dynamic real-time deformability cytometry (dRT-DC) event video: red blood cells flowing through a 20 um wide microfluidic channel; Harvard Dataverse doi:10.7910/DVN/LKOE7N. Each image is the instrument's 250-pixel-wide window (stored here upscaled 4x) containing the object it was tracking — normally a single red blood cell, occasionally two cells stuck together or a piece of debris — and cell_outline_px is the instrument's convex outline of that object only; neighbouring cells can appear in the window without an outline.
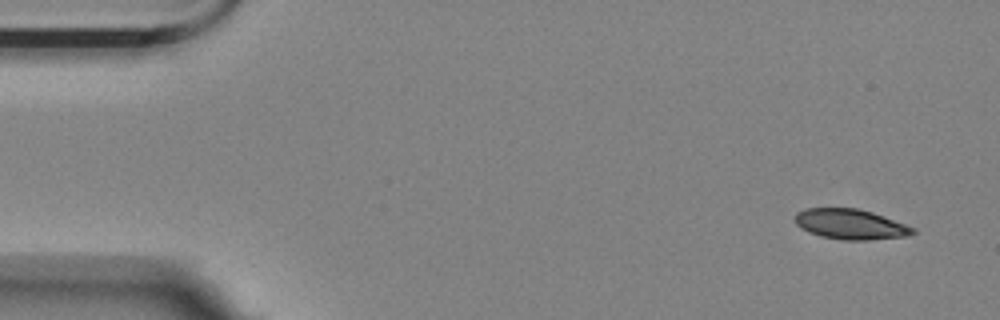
{"species": "Egyptian fruit bat (a non-hibernating species)", "species_latin": "Rousettus aegyptiacus", "temperature_condition": "room temperature", "stored_images_in_passage": 9, "camera_frame_rate_fps": 3000, "um_per_image_px": 0.085, "animal": {"sex": "female"}, "frame": {"image": 1, "passage_image": 1, "time_ms": 0.0, "image_size_px": [1000, 320], "cell_outline_px": [[916, 232], [908, 236], [868, 240], [844, 240], [820, 236], [808, 232], [800, 228], [796, 224], [796, 212], [804, 208], [856, 208], [872, 212], [884, 216], [916, 228]], "centroid_in_image_um": [72.3, 19.06], "position_along_channel_um": 12.7, "area_um2": 20.87}}
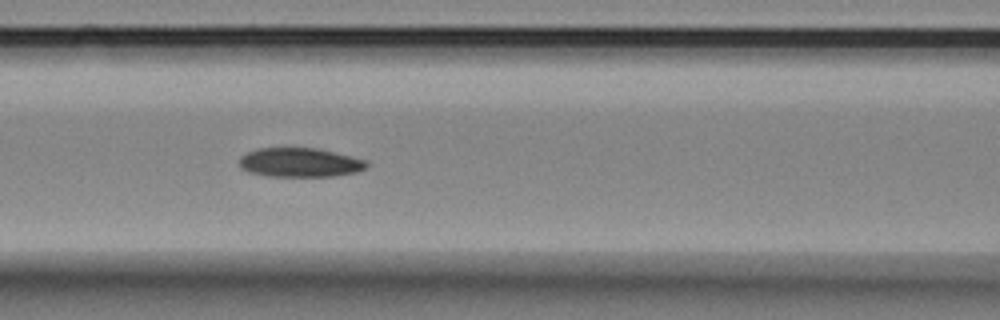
{"frame": {"image": 2, "passage_image": 7, "time_ms": 2.0, "image_size_px": [1000, 320], "cell_outline_px": [[368, 164], [364, 168], [356, 172], [332, 176], [268, 176], [248, 172], [240, 168], [240, 156], [256, 148], [316, 148], [368, 160]], "centroid_in_image_um": [25.46, 13.81], "position_along_channel_um": 141.1, "area_um2": 21.56}}
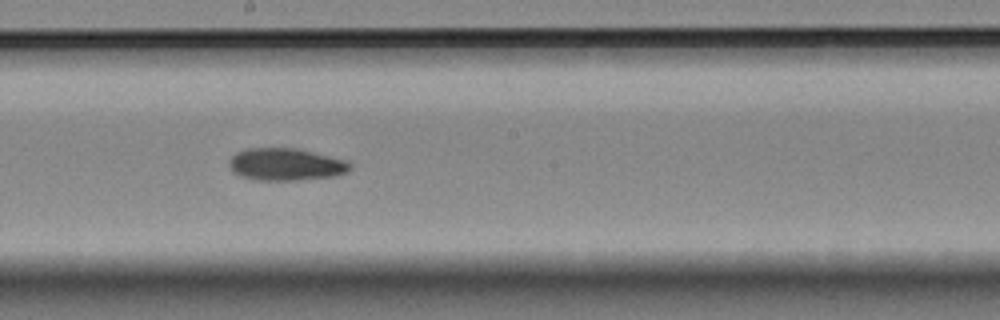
{"frame": {"image": 3, "passage_image": 9, "time_ms": 2.667, "image_size_px": [1000, 320], "cell_outline_px": [[352, 168], [348, 172], [336, 176], [296, 180], [256, 180], [240, 176], [232, 172], [228, 164], [228, 160], [236, 152], [248, 148], [296, 148], [344, 160], [352, 164]], "centroid_in_image_um": [24.26, 13.98], "position_along_channel_um": 223.9, "area_um2": 22.83}}